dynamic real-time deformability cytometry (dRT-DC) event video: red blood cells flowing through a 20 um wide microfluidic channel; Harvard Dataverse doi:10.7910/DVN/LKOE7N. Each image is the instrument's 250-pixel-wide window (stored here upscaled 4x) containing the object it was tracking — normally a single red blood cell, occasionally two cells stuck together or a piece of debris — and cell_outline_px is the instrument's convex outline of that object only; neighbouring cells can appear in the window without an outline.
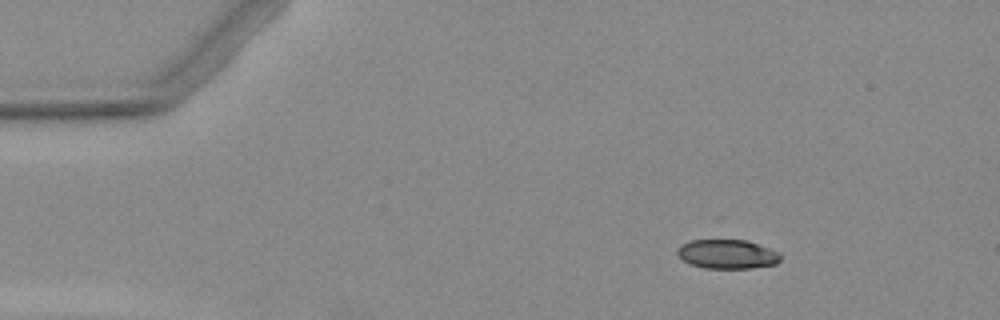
{"species": "Egyptian fruit bat (a non-hibernating species)", "species_latin": "Rousettus aegyptiacus", "temperature_condition": "warm", "stored_images_in_passage": 5, "camera_frame_rate_fps": 3000, "um_per_image_px": 0.085, "animal": {"sex": "female"}, "frame": {"image": 1, "passage_image": 2, "time_ms": 2.0, "image_size_px": [1000, 320], "cell_outline_px": [[780, 260], [776, 264], [752, 268], [704, 268], [692, 264], [684, 260], [676, 252], [676, 248], [680, 244], [688, 240], [748, 240], [780, 252]], "centroid_in_image_um": [61.82, 21.59], "position_along_channel_um": 23.2, "area_um2": 17.63}}